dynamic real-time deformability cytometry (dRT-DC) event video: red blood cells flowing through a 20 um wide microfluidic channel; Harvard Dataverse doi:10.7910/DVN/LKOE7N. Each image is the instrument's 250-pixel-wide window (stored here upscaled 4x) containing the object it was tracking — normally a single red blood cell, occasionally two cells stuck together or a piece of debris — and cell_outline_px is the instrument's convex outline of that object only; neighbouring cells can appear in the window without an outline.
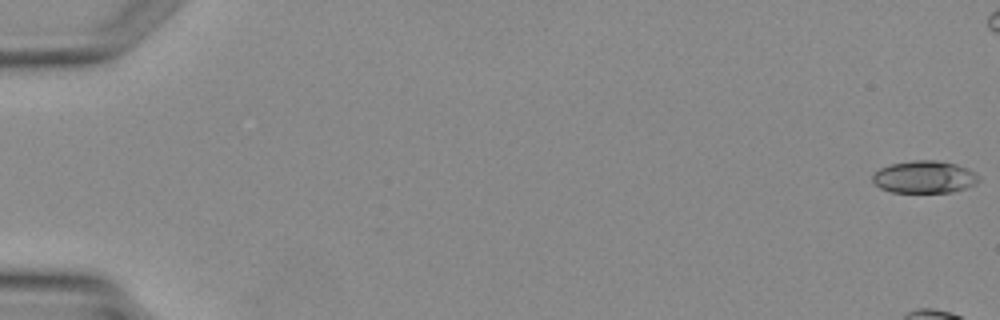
{"species": "Egyptian fruit bat (a non-hibernating species)", "species_latin": "Rousettus aegyptiacus", "temperature_condition": "warm", "stored_images_in_passage": 5, "camera_frame_rate_fps": 3000, "um_per_image_px": 0.085, "animal": {"sex": "female"}, "frame": {"image": 1, "passage_image": 1, "time_ms": 0.0, "image_size_px": [1000, 320], "cell_outline_px": [[980, 180], [976, 184], [952, 192], [892, 192], [880, 188], [872, 180], [872, 172], [880, 168], [892, 164], [912, 160], [936, 160], [956, 164], [968, 168], [980, 176]], "centroid_in_image_um": [78.58, 15.04], "position_along_channel_um": 6.4, "area_um2": 20.11}}